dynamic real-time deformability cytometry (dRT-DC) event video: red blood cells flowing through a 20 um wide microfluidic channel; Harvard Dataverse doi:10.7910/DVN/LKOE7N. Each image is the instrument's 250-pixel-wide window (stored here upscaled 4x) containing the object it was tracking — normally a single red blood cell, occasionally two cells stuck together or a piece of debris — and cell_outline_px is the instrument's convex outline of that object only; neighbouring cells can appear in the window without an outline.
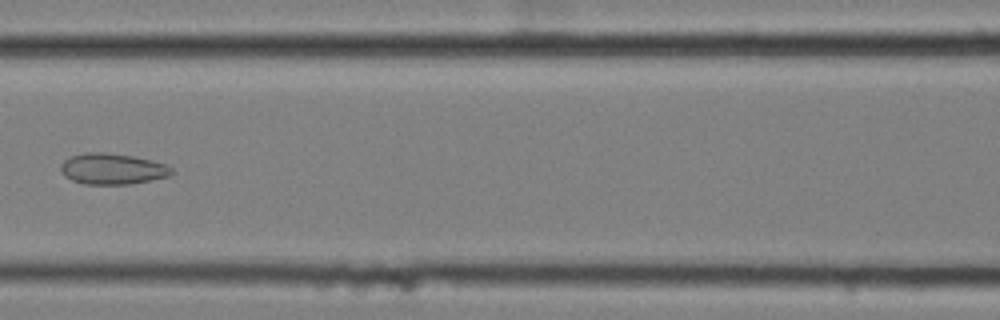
{"species": "common noctule bat (a hibernating species)", "species_latin": "Nyctalus noctula", "temperature_condition": "cold", "stored_images_in_passage": 5, "camera_frame_rate_fps": 3000, "um_per_image_px": 0.085, "animal": {"sex": "female", "body_mass_g": 25.1}, "frame": {"image": 1, "passage_image": 5, "time_ms": 1.333, "image_size_px": [1000, 320], "cell_outline_px": [[176, 172], [168, 176], [132, 184], [84, 184], [72, 180], [64, 176], [60, 168], [60, 164], [64, 160], [72, 156], [84, 152], [104, 152], [132, 156], [152, 160], [168, 164]], "centroid_in_image_um": [9.57, 14.35], "position_along_channel_um": 157.0, "area_um2": 20.17}}